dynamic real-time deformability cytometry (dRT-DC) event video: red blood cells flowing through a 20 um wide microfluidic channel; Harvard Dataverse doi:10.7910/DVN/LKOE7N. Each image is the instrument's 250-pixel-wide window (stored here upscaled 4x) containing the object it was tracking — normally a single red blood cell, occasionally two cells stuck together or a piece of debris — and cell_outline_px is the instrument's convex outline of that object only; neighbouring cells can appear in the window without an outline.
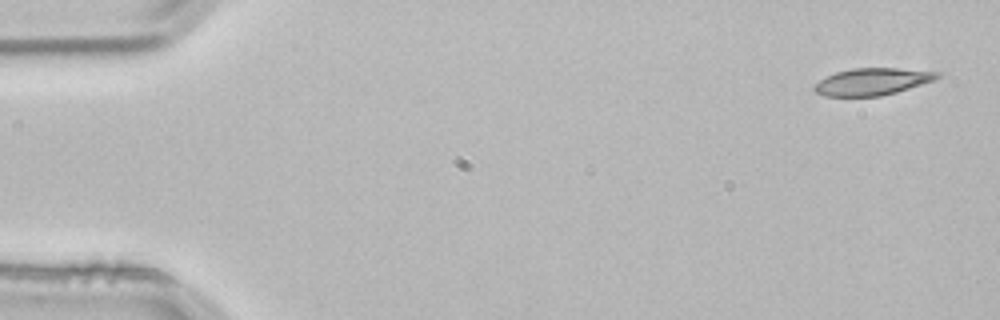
{"species": "common noctule bat (a hibernating species)", "species_latin": "Nyctalus noctula", "temperature_condition": "room temperature", "stored_images_in_passage": 4, "camera_frame_rate_fps": 3000, "um_per_image_px": 0.085, "animal": {"sex": "male", "body_mass_g": 21.5, "forearm_length_mm": 52.0}, "frame": {"image": 1, "passage_image": 1, "time_ms": 0.0, "image_size_px": [1000, 320], "cell_outline_px": [[940, 76], [936, 80], [896, 92], [880, 96], [824, 96], [816, 92], [812, 88], [820, 80], [836, 72], [852, 68], [896, 68], [940, 72]], "centroid_in_image_um": [74.16, 6.94], "position_along_channel_um": 10.8, "area_um2": 19.25}}
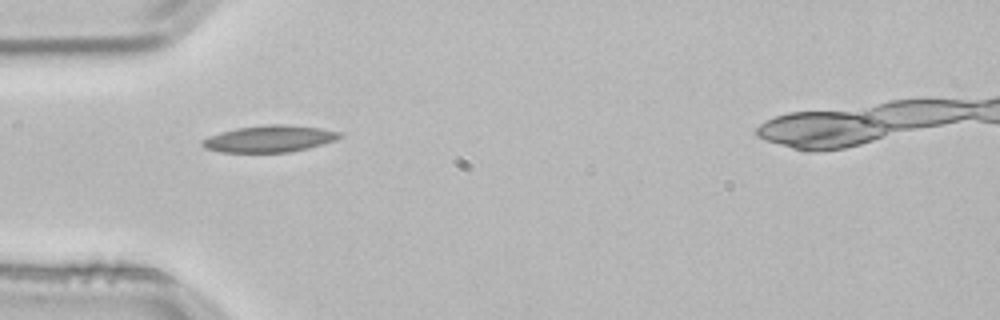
{"frame": {"image": 2, "passage_image": 4, "time_ms": 1.0, "image_size_px": [1000, 320], "cell_outline_px": [[344, 136], [336, 140], [308, 148], [288, 152], [220, 152], [204, 148], [200, 144], [200, 140], [208, 136], [220, 132], [236, 128], [264, 124], [288, 124], [320, 128], [344, 132]], "centroid_in_image_um": [22.9, 11.78], "position_along_channel_um": 62.1, "area_um2": 21.73}}